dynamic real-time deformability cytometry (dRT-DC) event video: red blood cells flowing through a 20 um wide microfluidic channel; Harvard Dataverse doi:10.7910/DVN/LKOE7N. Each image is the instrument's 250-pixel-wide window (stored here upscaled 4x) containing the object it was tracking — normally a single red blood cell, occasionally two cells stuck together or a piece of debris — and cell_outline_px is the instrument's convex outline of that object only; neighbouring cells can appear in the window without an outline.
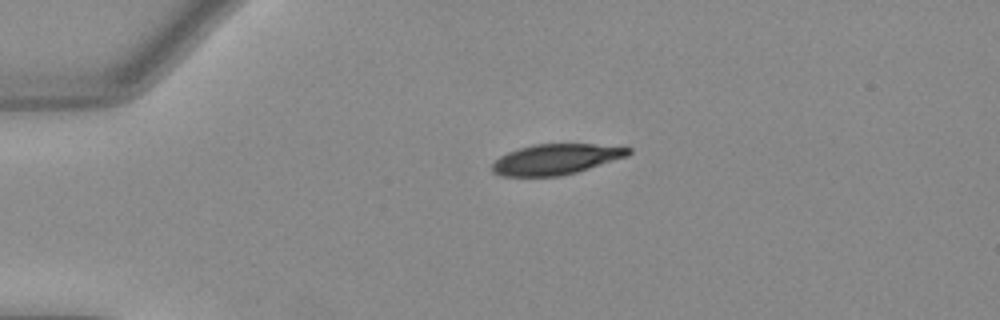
{"species": "Egyptian fruit bat (a non-hibernating species)", "species_latin": "Rousettus aegyptiacus", "temperature_condition": "warm", "stored_images_in_passage": 22, "camera_frame_rate_fps": 3000, "um_per_image_px": 0.085, "animal": {"sex": "female"}, "frame": {"image": 1, "passage_image": 1, "time_ms": 0.0, "image_size_px": [1000, 320], "cell_outline_px": [[632, 152], [628, 156], [576, 172], [560, 176], [500, 176], [492, 172], [492, 164], [500, 156], [508, 152], [532, 144], [596, 144], [632, 148]], "centroid_in_image_um": [47.25, 13.53], "position_along_channel_um": 37.7, "area_um2": 24.16}}
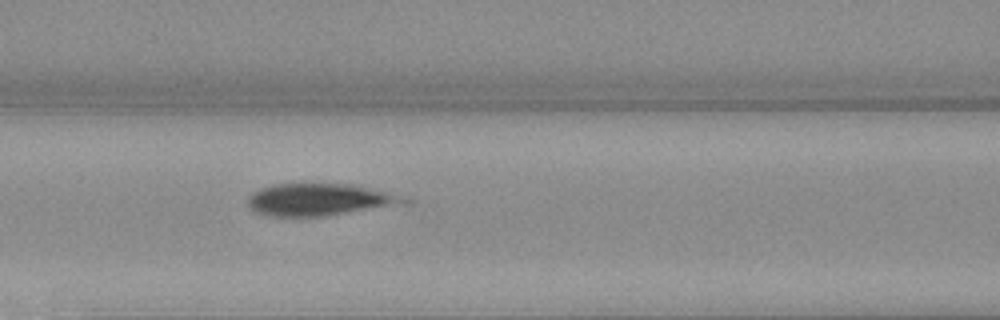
{"frame": {"image": 2, "passage_image": 12, "time_ms": 3.667, "image_size_px": [1000, 320], "cell_outline_px": [[412, 204], [324, 216], [272, 216], [256, 212], [248, 208], [248, 196], [260, 188], [276, 184], [312, 180], [352, 184], [408, 196], [412, 200]], "centroid_in_image_um": [27.27, 16.92], "position_along_channel_um": 139.3, "area_um2": 30.87}}
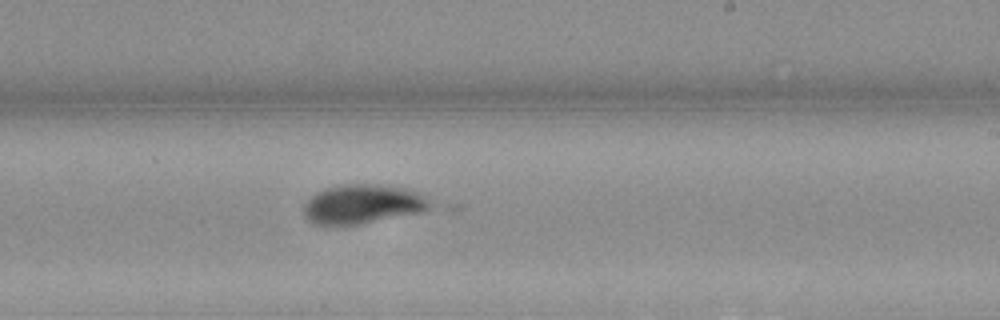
{"frame": {"image": 3, "passage_image": 21, "time_ms": 6.667, "image_size_px": [1000, 320], "cell_outline_px": [[436, 204], [420, 212], [360, 224], [316, 224], [308, 220], [304, 216], [304, 204], [316, 192], [324, 188], [348, 184], [376, 184], [408, 188], [420, 192]], "centroid_in_image_um": [30.87, 17.33], "position_along_channel_um": 258.1, "area_um2": 28.9}}